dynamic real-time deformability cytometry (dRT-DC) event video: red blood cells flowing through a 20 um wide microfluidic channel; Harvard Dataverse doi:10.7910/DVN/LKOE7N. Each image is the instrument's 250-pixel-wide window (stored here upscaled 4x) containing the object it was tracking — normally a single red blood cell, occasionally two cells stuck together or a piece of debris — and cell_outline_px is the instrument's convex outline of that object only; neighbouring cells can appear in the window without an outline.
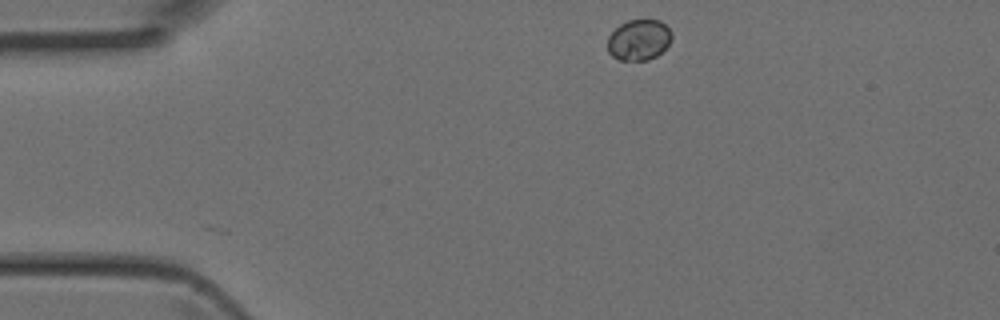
{"species": "Egyptian fruit bat (a non-hibernating species)", "species_latin": "Rousettus aegyptiacus", "temperature_condition": "room temperature", "stored_images_in_passage": 2, "camera_frame_rate_fps": 3000, "um_per_image_px": 0.085, "animal": {"sex": "female"}, "frame": {"image": 1, "passage_image": 1, "time_ms": 0.0, "image_size_px": [1000, 320], "cell_outline_px": [[672, 40], [656, 56], [648, 60], [620, 60], [612, 56], [608, 52], [608, 36], [620, 24], [628, 20], [660, 20], [672, 32]], "centroid_in_image_um": [54.3, 3.39], "position_along_channel_um": 30.7, "area_um2": 15.2}}